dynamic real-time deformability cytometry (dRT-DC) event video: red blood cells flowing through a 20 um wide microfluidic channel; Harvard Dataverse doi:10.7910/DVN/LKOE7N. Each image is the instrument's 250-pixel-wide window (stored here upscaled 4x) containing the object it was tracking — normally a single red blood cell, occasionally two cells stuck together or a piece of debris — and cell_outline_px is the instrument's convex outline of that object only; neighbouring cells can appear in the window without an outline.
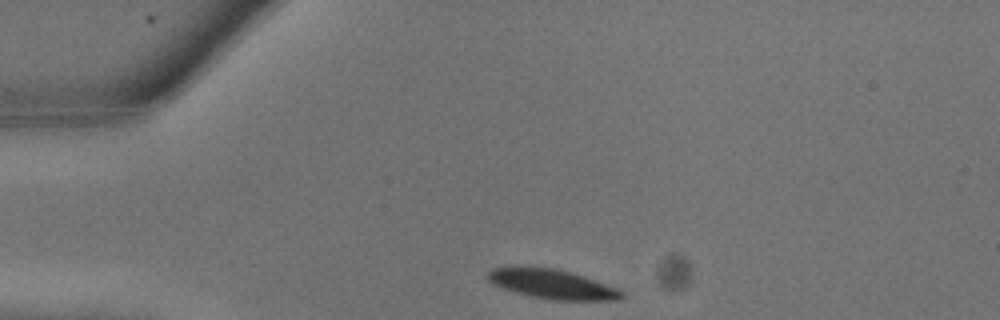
{"species": "common noctule bat (a hibernating species)", "species_latin": "Nyctalus noctula", "temperature_condition": "warm", "stored_images_in_passage": 6, "camera_frame_rate_fps": 3000, "um_per_image_px": 0.085, "animal": {"sex": "male", "body_mass_g": 13.3}, "frame": {"image": 1, "passage_image": 1, "time_ms": 0.0, "image_size_px": [1000, 320], "cell_outline_px": [[628, 296], [620, 300], [552, 300], [532, 296], [516, 292], [492, 284], [484, 276], [492, 268], [516, 264], [556, 268], [572, 272], [584, 276], [616, 288], [624, 292]], "centroid_in_image_um": [46.88, 24.11], "position_along_channel_um": 38.1, "area_um2": 23.64}}
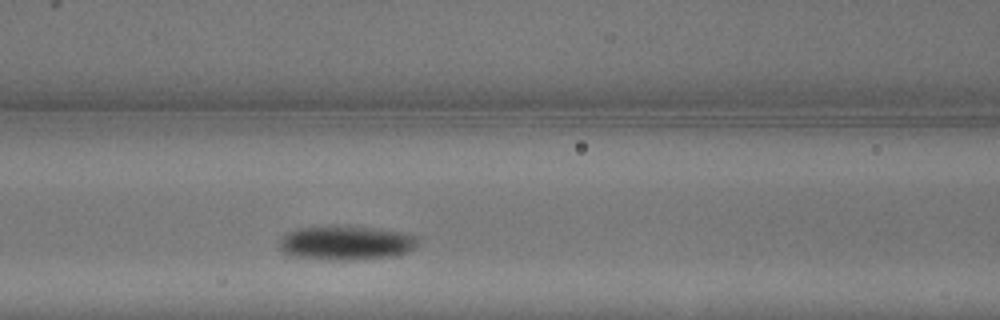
{"frame": {"image": 2, "passage_image": 6, "time_ms": 1.667, "image_size_px": [1000, 320], "cell_outline_px": [[416, 244], [408, 252], [392, 256], [352, 260], [340, 260], [292, 256], [284, 252], [280, 248], [280, 240], [288, 232], [296, 228], [332, 224], [380, 228], [400, 232], [416, 236]], "centroid_in_image_um": [29.38, 20.61], "position_along_channel_um": 137.2, "area_um2": 27.8}}